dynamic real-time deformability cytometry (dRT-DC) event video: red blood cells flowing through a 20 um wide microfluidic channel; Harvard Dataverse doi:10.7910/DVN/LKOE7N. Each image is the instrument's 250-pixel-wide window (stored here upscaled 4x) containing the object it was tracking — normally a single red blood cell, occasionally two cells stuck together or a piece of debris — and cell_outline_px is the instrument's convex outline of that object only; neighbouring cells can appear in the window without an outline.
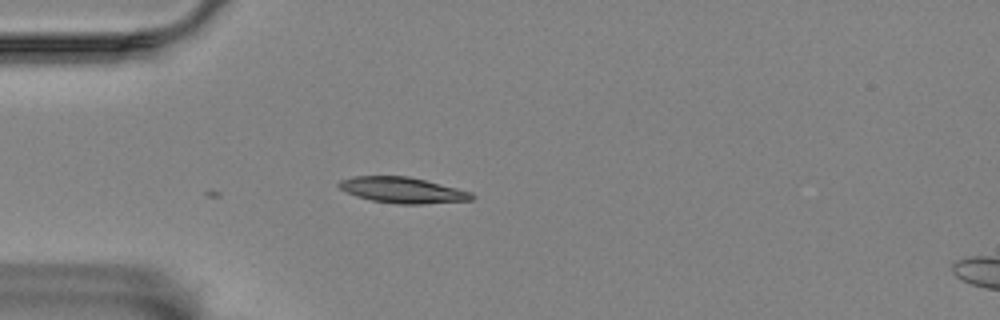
{"species": "Egyptian fruit bat (a non-hibernating species)", "species_latin": "Rousettus aegyptiacus", "temperature_condition": "room temperature", "stored_images_in_passage": 5, "camera_frame_rate_fps": 3000, "um_per_image_px": 0.085, "animal": {"sex": "female"}, "frame": {"image": 1, "passage_image": 5, "time_ms": 1.333, "image_size_px": [1000, 320], "cell_outline_px": [[476, 196], [472, 200], [420, 204], [396, 204], [372, 200], [356, 196], [340, 188], [336, 184], [340, 180], [352, 176], [408, 176], [472, 192]], "centroid_in_image_um": [34.21, 16.16], "position_along_channel_um": 50.8, "area_um2": 19.88}}